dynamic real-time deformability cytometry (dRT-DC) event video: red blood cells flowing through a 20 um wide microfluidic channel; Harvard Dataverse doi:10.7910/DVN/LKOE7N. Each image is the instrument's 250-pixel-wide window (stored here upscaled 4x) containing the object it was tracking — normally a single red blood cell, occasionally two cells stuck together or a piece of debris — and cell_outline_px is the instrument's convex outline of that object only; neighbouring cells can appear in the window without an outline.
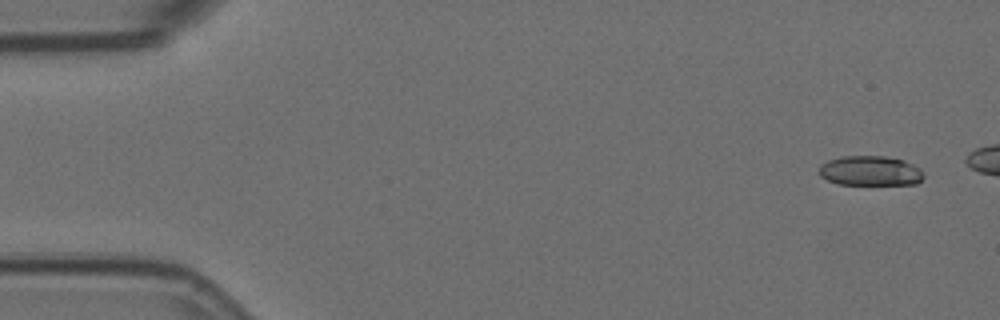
{"species": "Egyptian fruit bat (a non-hibernating species)", "species_latin": "Rousettus aegyptiacus", "temperature_condition": "room temperature", "stored_images_in_passage": 6, "camera_frame_rate_fps": 3000, "um_per_image_px": 0.085, "animal": {"sex": "female"}, "frame": {"image": 1, "passage_image": 1, "time_ms": 0.0, "image_size_px": [1000, 320], "cell_outline_px": [[924, 176], [916, 184], [836, 184], [820, 176], [816, 172], [820, 164], [828, 160], [840, 156], [884, 156], [904, 160], [920, 168], [924, 172]], "centroid_in_image_um": [73.93, 14.51], "position_along_channel_um": 11.1, "area_um2": 18.38}}